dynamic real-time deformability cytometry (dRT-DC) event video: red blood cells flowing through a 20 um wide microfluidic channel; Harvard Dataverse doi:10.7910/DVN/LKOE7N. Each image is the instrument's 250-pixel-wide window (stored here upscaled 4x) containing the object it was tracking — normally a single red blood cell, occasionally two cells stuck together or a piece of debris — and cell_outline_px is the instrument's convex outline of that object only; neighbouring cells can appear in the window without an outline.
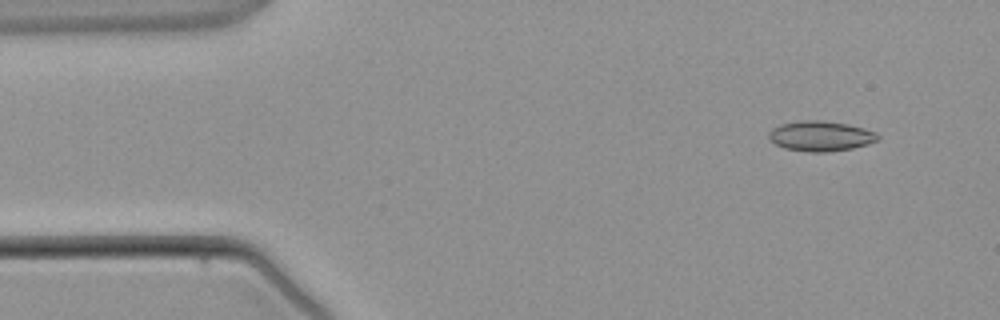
{"species": "common noctule bat (a hibernating species)", "species_latin": "Nyctalus noctula", "temperature_condition": "warm", "stored_images_in_passage": 3, "camera_frame_rate_fps": 3000, "um_per_image_px": 0.085, "animal": {"sex": "male", "body_mass_g": 21.5, "forearm_length_mm": 52.0}, "frame": {"image": 1, "passage_image": 1, "time_ms": 0.0, "image_size_px": [1000, 320], "cell_outline_px": [[880, 136], [876, 140], [868, 144], [852, 148], [828, 152], [808, 152], [784, 148], [768, 140], [768, 132], [772, 128], [780, 124], [804, 120], [820, 120], [848, 124], [864, 128], [876, 132]], "centroid_in_image_um": [69.72, 11.56], "position_along_channel_um": 15.3, "area_um2": 19.25}}
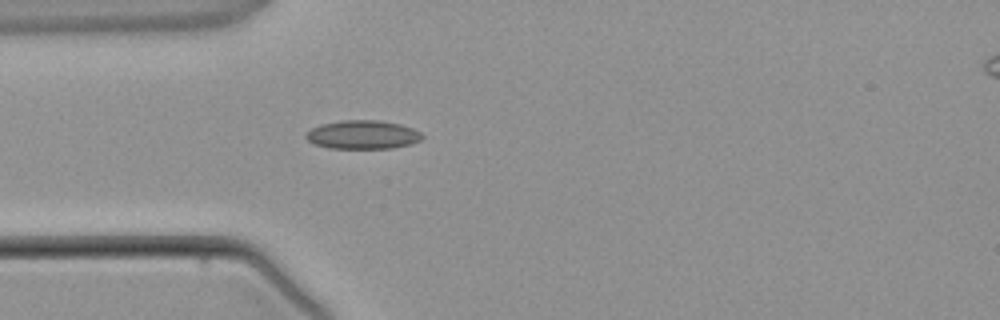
{"frame": {"image": 2, "passage_image": 3, "time_ms": 2.667, "image_size_px": [1000, 320], "cell_outline_px": [[424, 136], [420, 140], [408, 144], [392, 148], [328, 148], [312, 144], [304, 136], [312, 128], [320, 124], [344, 120], [380, 120], [400, 124], [412, 128], [420, 132]], "centroid_in_image_um": [30.8, 11.44], "position_along_channel_um": 54.2, "area_um2": 19.36}}